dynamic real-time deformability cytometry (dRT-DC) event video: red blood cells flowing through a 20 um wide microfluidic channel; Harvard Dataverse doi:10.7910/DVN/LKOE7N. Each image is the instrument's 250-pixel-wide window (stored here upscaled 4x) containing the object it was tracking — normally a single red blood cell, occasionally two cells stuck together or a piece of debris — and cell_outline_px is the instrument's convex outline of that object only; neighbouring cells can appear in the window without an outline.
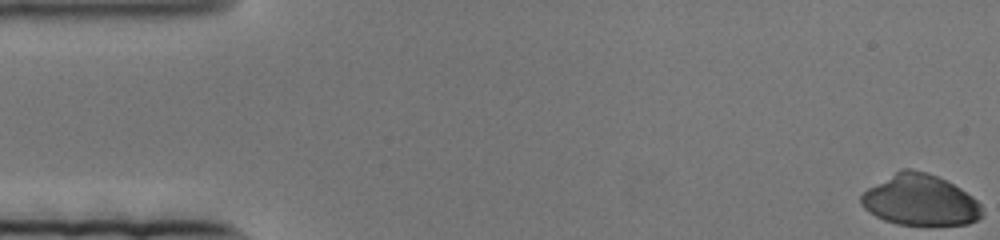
{"species": "human", "species_latin": "Homo sapiens", "temperature_condition": "cold", "stored_images_in_passage": 83, "camera_frame_rate_fps": 3000, "um_per_image_px": 0.085, "donor": {"sex": "female"}, "frame": {"image": 1, "passage_image": 1, "time_ms": 0.0, "image_size_px": [1000, 240], "cell_outline_px": [[984, 212], [976, 220], [968, 224], [896, 224], [884, 220], [868, 212], [860, 204], [860, 196], [868, 188], [900, 168], [908, 168], [928, 172], [960, 188], [972, 196], [980, 204]], "centroid_in_image_um": [78.18, 17.0], "position_along_channel_um": 6.8, "area_um2": 35.72}}
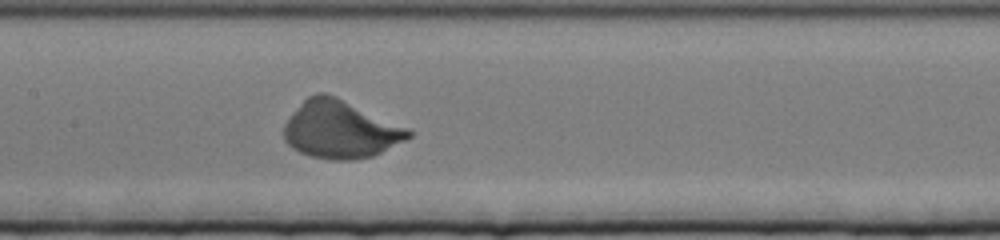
{"frame": {"image": 2, "passage_image": 39, "time_ms": 12.667, "image_size_px": [1000, 240], "cell_outline_px": [[412, 136], [372, 156], [352, 160], [328, 160], [312, 156], [300, 152], [292, 148], [284, 140], [284, 124], [292, 112], [308, 96], [316, 92], [328, 92], [408, 128], [412, 132]], "centroid_in_image_um": [28.89, 10.99], "position_along_channel_um": 178.5, "area_um2": 41.79}}
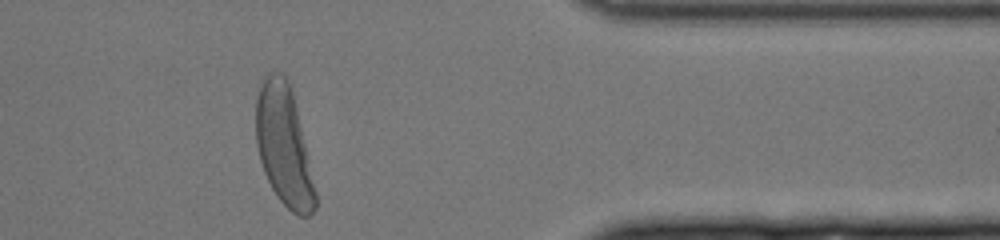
{"frame": {"image": 3, "passage_image": 68, "time_ms": 22.333, "image_size_px": [1000, 240], "cell_outline_px": [[316, 208], [308, 216], [300, 216], [292, 212], [276, 196], [264, 172], [260, 160], [256, 144], [256, 100], [260, 80], [272, 68], [280, 72], [288, 80], [292, 92], [316, 192]], "centroid_in_image_um": [24.09, 12.33], "position_along_channel_um": 387.3, "area_um2": 41.27}}